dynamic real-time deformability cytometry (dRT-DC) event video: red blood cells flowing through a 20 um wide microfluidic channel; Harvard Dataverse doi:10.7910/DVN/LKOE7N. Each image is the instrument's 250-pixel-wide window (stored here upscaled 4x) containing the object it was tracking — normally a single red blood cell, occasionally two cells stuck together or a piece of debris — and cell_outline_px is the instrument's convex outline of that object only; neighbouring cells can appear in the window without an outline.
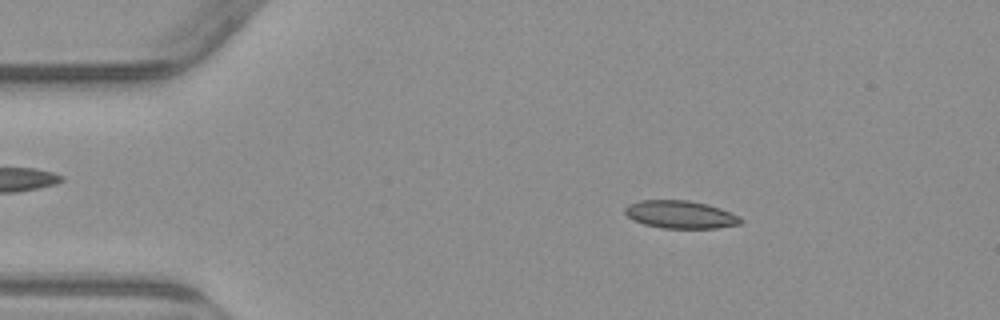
{"species": "common noctule bat (a hibernating species)", "species_latin": "Nyctalus noctula", "temperature_condition": "warm", "stored_images_in_passage": 3, "camera_frame_rate_fps": 3000, "um_per_image_px": 0.085, "animal": {"sex": "male", "body_mass_g": 23.1, "forearm_length_mm": 52.7}, "frame": {"image": 1, "passage_image": 1, "time_ms": 0.0, "image_size_px": [1000, 320], "cell_outline_px": [[744, 220], [740, 224], [716, 228], [660, 228], [644, 224], [632, 220], [624, 212], [624, 208], [628, 204], [640, 200], [688, 200], [708, 204], [720, 208], [740, 216]], "centroid_in_image_um": [57.83, 18.23], "position_along_channel_um": 27.2, "area_um2": 18.9}}
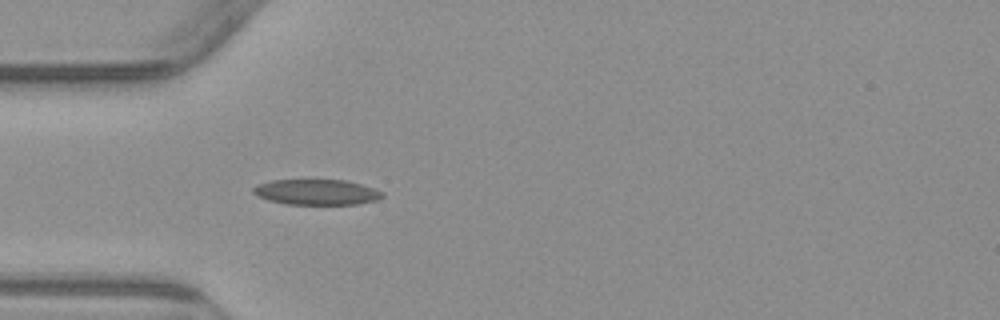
{"frame": {"image": 2, "passage_image": 3, "time_ms": 2.333, "image_size_px": [1000, 320], "cell_outline_px": [[384, 196], [376, 200], [356, 204], [288, 204], [268, 200], [252, 192], [252, 188], [256, 184], [272, 180], [348, 180], [384, 192]], "centroid_in_image_um": [26.9, 16.32], "position_along_channel_um": 58.1, "area_um2": 19.07}}